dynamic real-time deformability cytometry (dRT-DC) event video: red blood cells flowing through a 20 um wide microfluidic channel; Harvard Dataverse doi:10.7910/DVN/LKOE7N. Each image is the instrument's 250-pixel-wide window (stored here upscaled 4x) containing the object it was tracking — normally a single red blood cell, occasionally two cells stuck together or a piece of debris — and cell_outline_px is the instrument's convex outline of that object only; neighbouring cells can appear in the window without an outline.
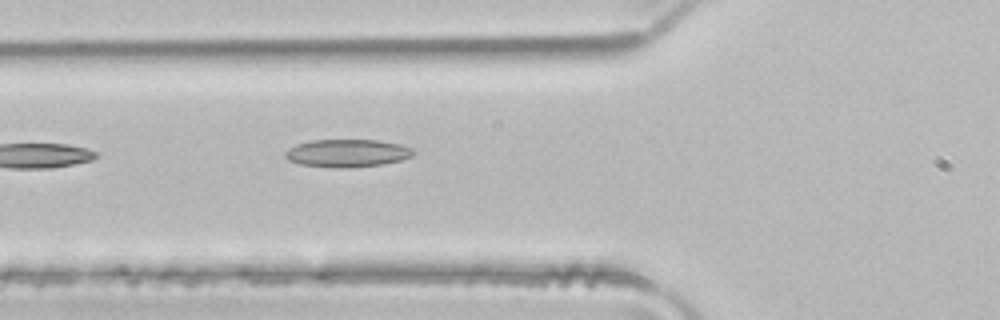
{"species": "common noctule bat (a hibernating species)", "species_latin": "Nyctalus noctula", "temperature_condition": "room temperature", "stored_images_in_passage": 3, "camera_frame_rate_fps": 3000, "um_per_image_px": 0.085, "animal": {"sex": "male", "body_mass_g": 21.5, "forearm_length_mm": 52.0}, "frame": {"image": 1, "passage_image": 3, "time_ms": 0.667, "image_size_px": [1000, 320], "cell_outline_px": [[416, 152], [412, 156], [400, 160], [380, 164], [352, 168], [340, 168], [300, 164], [288, 160], [284, 156], [284, 152], [288, 148], [296, 144], [312, 140], [376, 140], [400, 144], [412, 148]], "centroid_in_image_um": [29.5, 13.01], "position_along_channel_um": 96.3, "area_um2": 20.75}}